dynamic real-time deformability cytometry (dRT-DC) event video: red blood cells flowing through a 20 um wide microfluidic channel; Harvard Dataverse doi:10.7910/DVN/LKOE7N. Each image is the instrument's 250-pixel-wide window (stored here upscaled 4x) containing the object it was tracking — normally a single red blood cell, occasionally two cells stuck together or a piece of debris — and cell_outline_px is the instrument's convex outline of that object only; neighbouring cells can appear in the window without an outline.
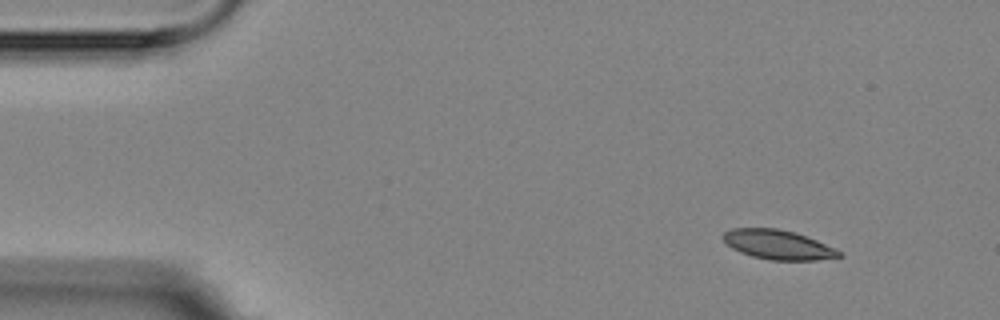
{"species": "Egyptian fruit bat (a non-hibernating species)", "species_latin": "Rousettus aegyptiacus", "temperature_condition": "room temperature", "stored_images_in_passage": 3, "camera_frame_rate_fps": 3000, "um_per_image_px": 0.085, "animal": {"sex": "female"}, "frame": {"image": 1, "passage_image": 1, "time_ms": 0.0, "image_size_px": [1000, 320], "cell_outline_px": [[844, 256], [816, 260], [768, 260], [752, 256], [740, 252], [732, 248], [724, 240], [724, 232], [732, 228], [776, 228], [796, 232], [836, 248], [844, 252]], "centroid_in_image_um": [66.18, 20.8], "position_along_channel_um": 18.8, "area_um2": 19.94}}
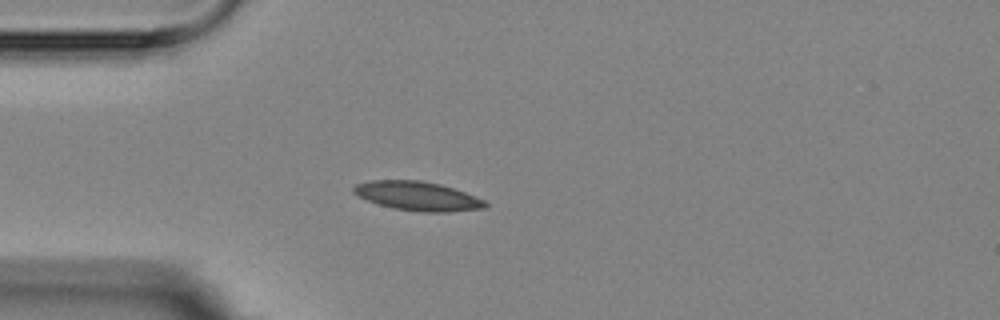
{"frame": {"image": 2, "passage_image": 3, "time_ms": 3.0, "image_size_px": [1000, 320], "cell_outline_px": [[488, 208], [448, 212], [420, 212], [392, 208], [368, 200], [352, 192], [352, 188], [356, 184], [372, 180], [420, 180], [440, 184], [464, 192], [484, 200], [488, 204]], "centroid_in_image_um": [35.51, 16.67], "position_along_channel_um": 49.5, "area_um2": 22.2}}